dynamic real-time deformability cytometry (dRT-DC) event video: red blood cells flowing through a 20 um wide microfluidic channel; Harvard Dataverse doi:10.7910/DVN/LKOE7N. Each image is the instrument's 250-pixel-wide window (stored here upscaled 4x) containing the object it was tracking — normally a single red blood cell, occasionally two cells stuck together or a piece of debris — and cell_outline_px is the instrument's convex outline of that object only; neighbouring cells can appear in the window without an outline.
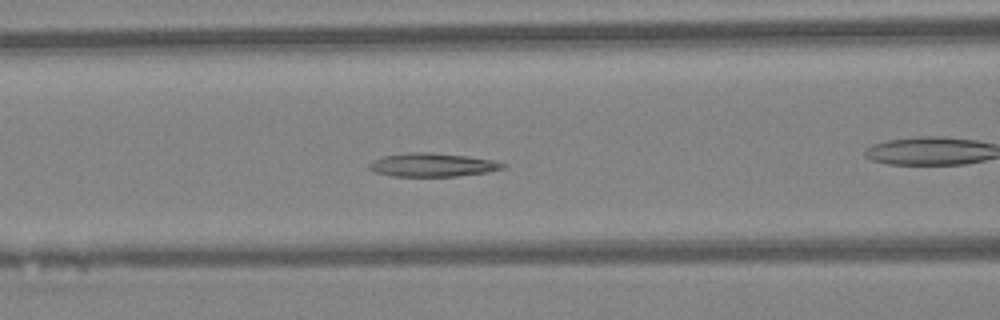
{"species": "Egyptian fruit bat (a non-hibernating species)", "species_latin": "Rousettus aegyptiacus", "temperature_condition": "warm", "stored_images_in_passage": 31, "camera_frame_rate_fps": 3000, "um_per_image_px": 0.085, "animal": {"sex": "female"}, "frame": {"image": 1, "passage_image": 3, "time_ms": 0.667, "image_size_px": [1000, 320], "cell_outline_px": [[508, 164], [504, 168], [488, 172], [456, 176], [392, 176], [376, 172], [368, 168], [368, 164], [372, 160], [384, 156], [408, 152], [424, 152], [468, 156], [492, 160]], "centroid_in_image_um": [36.75, 14.01], "position_along_channel_um": 129.8, "area_um2": 18.26}}
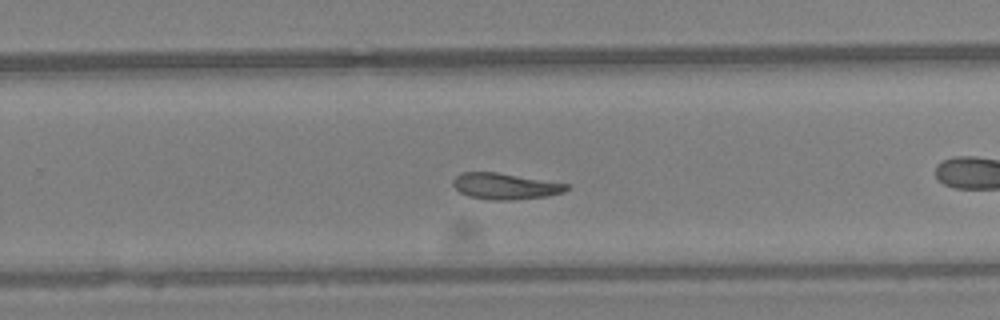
{"frame": {"image": 2, "passage_image": 14, "time_ms": 4.333, "image_size_px": [1000, 320], "cell_outline_px": [[568, 188], [564, 192], [548, 196], [512, 200], [488, 200], [468, 196], [460, 192], [452, 184], [452, 180], [460, 172], [496, 172], [568, 184]], "centroid_in_image_um": [42.9, 15.83], "position_along_channel_um": 286.9, "area_um2": 17.28}}
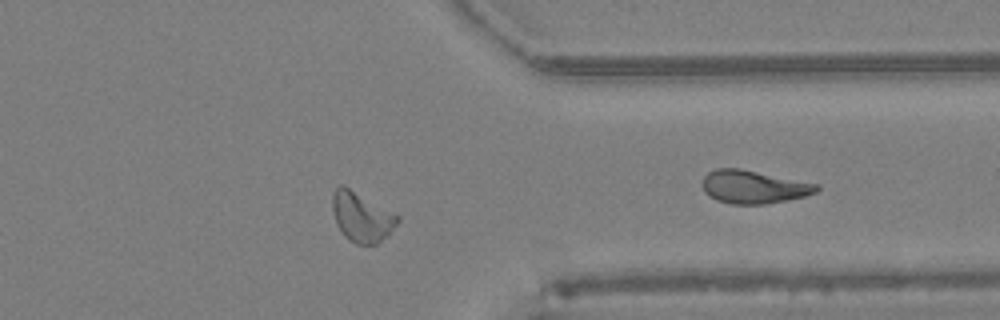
{"frame": {"image": 3, "passage_image": 21, "time_ms": 6.667, "image_size_px": [1000, 320], "cell_outline_px": [[400, 220], [388, 236], [376, 244], [356, 244], [348, 240], [344, 236], [336, 224], [332, 212], [332, 196], [336, 188], [340, 184], [344, 184], [400, 216]], "centroid_in_image_um": [30.73, 18.43], "position_along_channel_um": 380.7, "area_um2": 19.13}}